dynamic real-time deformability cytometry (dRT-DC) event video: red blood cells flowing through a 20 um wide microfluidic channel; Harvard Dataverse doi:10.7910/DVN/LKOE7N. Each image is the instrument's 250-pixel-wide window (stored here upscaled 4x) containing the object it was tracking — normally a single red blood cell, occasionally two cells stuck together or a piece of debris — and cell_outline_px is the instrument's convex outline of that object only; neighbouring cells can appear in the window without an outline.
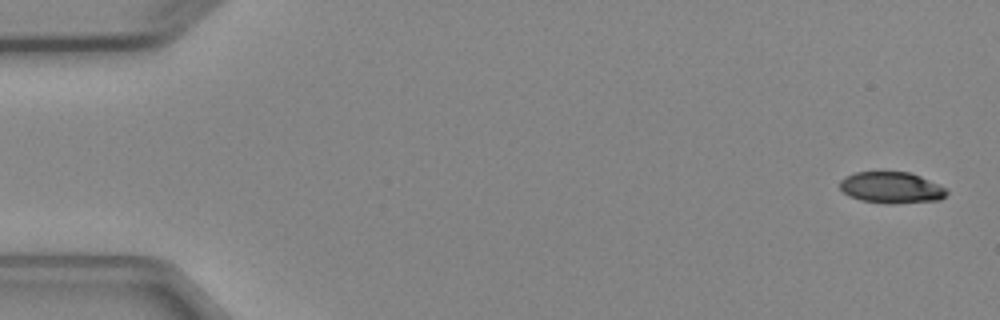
{"species": "Egyptian fruit bat (a non-hibernating species)", "species_latin": "Rousettus aegyptiacus", "temperature_condition": "cold", "stored_images_in_passage": 6, "camera_frame_rate_fps": 3000, "um_per_image_px": 0.085, "animal": {"sex": "female"}, "frame": {"image": 1, "passage_image": 1, "time_ms": 0.0, "image_size_px": [1000, 320], "cell_outline_px": [[948, 192], [940, 200], [892, 204], [888, 204], [860, 200], [848, 196], [840, 188], [840, 180], [844, 176], [856, 172], [908, 172], [920, 176], [948, 188]], "centroid_in_image_um": [75.77, 15.95], "position_along_channel_um": 9.2, "area_um2": 19.65}}
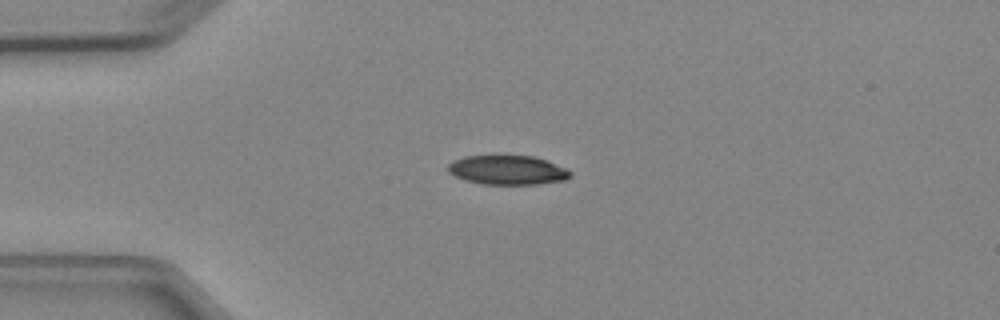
{"frame": {"image": 2, "passage_image": 4, "time_ms": 3.667, "image_size_px": [1000, 320], "cell_outline_px": [[572, 176], [564, 180], [540, 184], [480, 184], [464, 180], [448, 172], [448, 164], [452, 160], [464, 156], [496, 152], [500, 152], [532, 156], [548, 160], [568, 168], [572, 172]], "centroid_in_image_um": [43.13, 14.39], "position_along_channel_um": 41.9, "area_um2": 22.14}}